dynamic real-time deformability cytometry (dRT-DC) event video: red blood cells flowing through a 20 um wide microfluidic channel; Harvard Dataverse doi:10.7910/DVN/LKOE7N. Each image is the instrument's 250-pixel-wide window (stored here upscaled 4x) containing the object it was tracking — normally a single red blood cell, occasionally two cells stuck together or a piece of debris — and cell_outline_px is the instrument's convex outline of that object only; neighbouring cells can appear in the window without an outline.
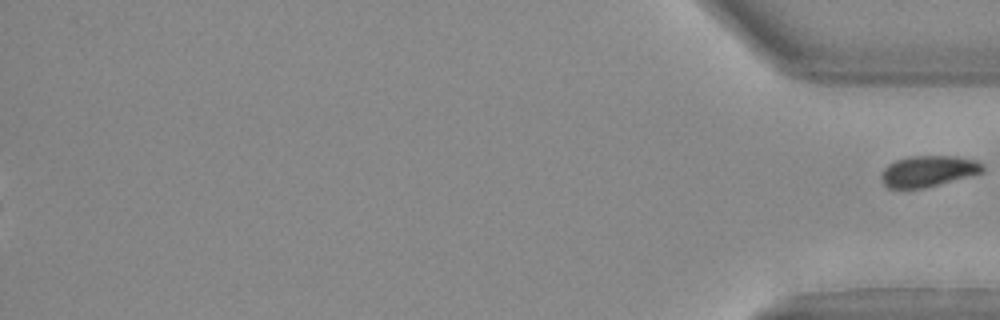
{"species": "Egyptian fruit bat (a non-hibernating species)", "species_latin": "Rousettus aegyptiacus", "temperature_condition": "warm", "stored_images_in_passage": 31, "segment_of_instrument_passage": [2, 2], "camera_frame_rate_fps": 3000, "um_per_image_px": 0.085, "animal": {"sex": "female"}, "frame": {"image": 1, "passage_image": 31, "time_ms": 10.0, "image_size_px": [1000, 320], "cell_outline_px": [[984, 172], [920, 188], [888, 188], [884, 184], [880, 176], [884, 168], [888, 164], [896, 160], [908, 156], [956, 156], [976, 160], [984, 164]], "centroid_in_image_um": [78.89, 14.52], "position_along_channel_um": 356.3, "area_um2": 18.15}}